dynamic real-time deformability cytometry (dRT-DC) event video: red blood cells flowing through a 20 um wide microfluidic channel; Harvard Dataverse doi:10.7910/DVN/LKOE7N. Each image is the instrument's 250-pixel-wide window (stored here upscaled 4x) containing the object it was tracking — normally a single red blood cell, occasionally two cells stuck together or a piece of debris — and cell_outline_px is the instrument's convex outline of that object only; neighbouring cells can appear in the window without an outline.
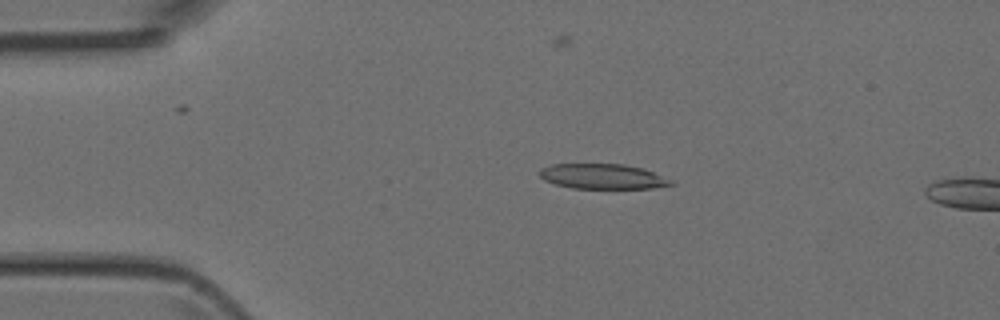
{"species": "Egyptian fruit bat (a non-hibernating species)", "species_latin": "Rousettus aegyptiacus", "temperature_condition": "room temperature", "stored_images_in_passage": 41, "camera_frame_rate_fps": 3000, "um_per_image_px": 0.085, "animal": {"sex": "female"}, "frame": {"image": 1, "passage_image": 1, "time_ms": 0.0, "image_size_px": [1000, 320], "cell_outline_px": [[676, 184], [652, 188], [572, 188], [556, 184], [544, 180], [540, 176], [540, 168], [552, 164], [624, 164], [644, 168], [672, 180]], "centroid_in_image_um": [51.24, 14.99], "position_along_channel_um": 33.8, "area_um2": 19.19}}
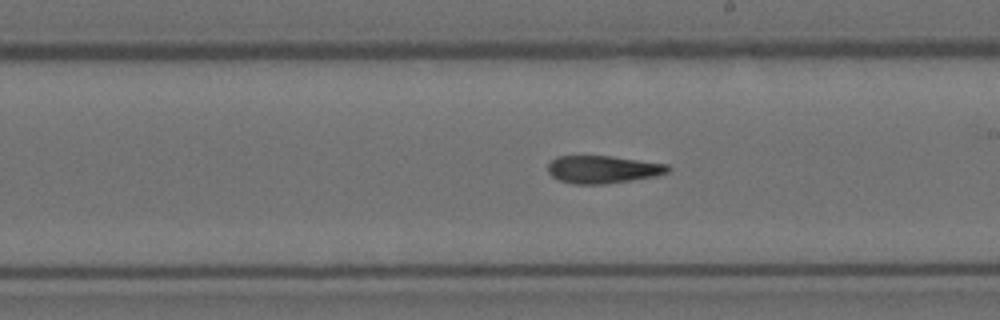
{"frame": {"image": 2, "passage_image": 19, "time_ms": 6.0, "image_size_px": [1000, 320], "cell_outline_px": [[672, 168], [668, 172], [656, 176], [632, 180], [604, 184], [572, 184], [560, 180], [552, 176], [548, 172], [548, 164], [556, 156], [612, 156], [668, 164]], "centroid_in_image_um": [51.26, 14.4], "position_along_channel_um": 237.7, "area_um2": 19.42}}
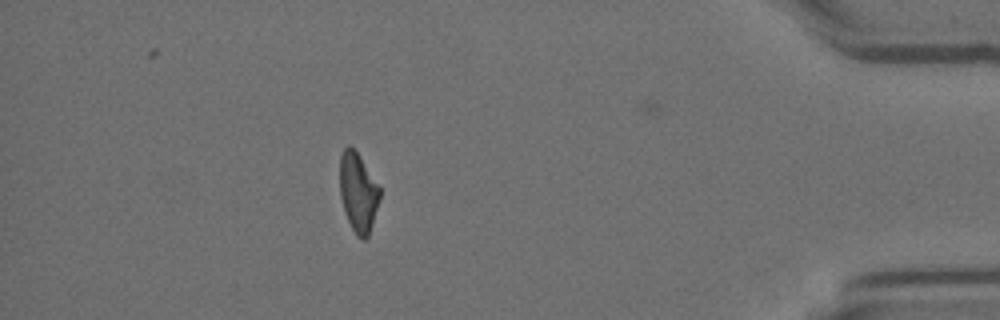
{"frame": {"image": 3, "passage_image": 35, "time_ms": 11.333, "image_size_px": [1000, 320], "cell_outline_px": [[380, 196], [368, 236], [364, 240], [360, 240], [356, 236], [344, 212], [340, 196], [340, 156], [344, 148], [348, 144], [356, 152], [380, 188]], "centroid_in_image_um": [30.41, 16.38], "position_along_channel_um": 404.8, "area_um2": 18.09}}